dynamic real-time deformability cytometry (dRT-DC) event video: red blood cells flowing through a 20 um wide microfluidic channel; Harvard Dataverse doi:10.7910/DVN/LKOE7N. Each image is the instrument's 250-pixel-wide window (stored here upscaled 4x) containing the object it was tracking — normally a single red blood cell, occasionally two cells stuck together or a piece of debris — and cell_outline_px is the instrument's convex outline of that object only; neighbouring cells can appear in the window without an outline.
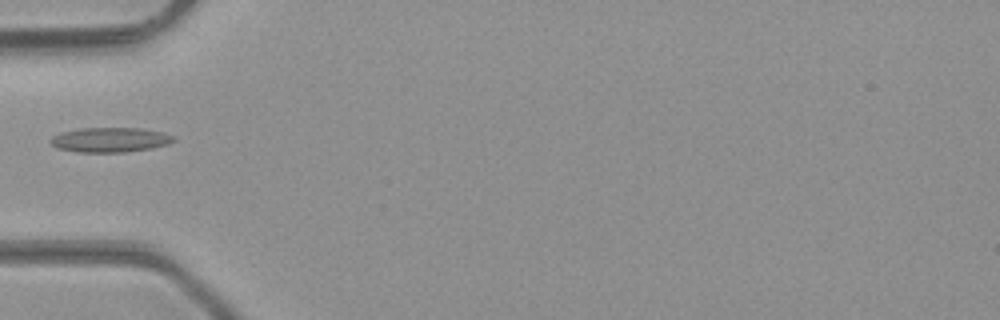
{"species": "common noctule bat (a hibernating species)", "species_latin": "Nyctalus noctula", "temperature_condition": "room temperature", "stored_images_in_passage": 32, "camera_frame_rate_fps": 3000, "um_per_image_px": 0.085, "animal": {"sex": "male", "body_mass_g": 23.1, "forearm_length_mm": 52.7}, "frame": {"image": 1, "passage_image": 1, "time_ms": 0.0, "image_size_px": [1000, 320], "cell_outline_px": [[176, 140], [168, 144], [152, 148], [124, 152], [76, 152], [56, 148], [48, 140], [52, 136], [60, 132], [80, 128], [140, 128], [160, 132], [176, 136]], "centroid_in_image_um": [9.33, 11.88], "position_along_channel_um": 75.7, "area_um2": 17.86}}
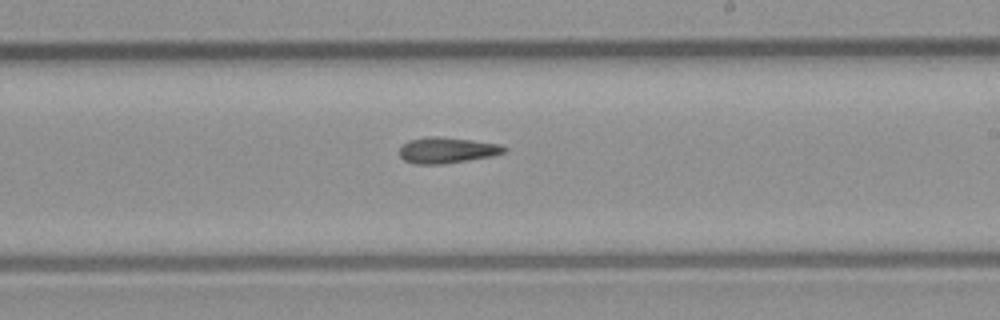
{"frame": {"image": 2, "passage_image": 13, "time_ms": 4.0, "image_size_px": [1000, 320], "cell_outline_px": [[508, 148], [504, 152], [492, 156], [444, 164], [412, 164], [404, 160], [400, 156], [400, 148], [408, 140], [428, 136], [436, 136], [472, 140], [500, 144]], "centroid_in_image_um": [37.98, 12.77], "position_along_channel_um": 251.0, "area_um2": 15.84}}
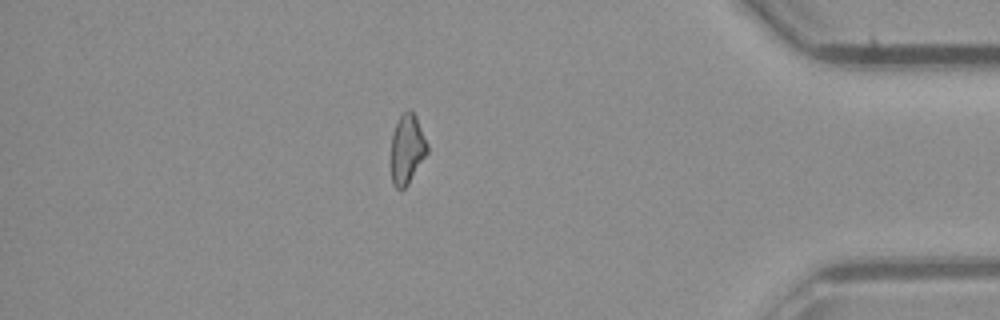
{"frame": {"image": 3, "passage_image": 26, "time_ms": 8.333, "image_size_px": [1000, 320], "cell_outline_px": [[428, 152], [408, 184], [404, 188], [396, 188], [392, 184], [392, 136], [396, 124], [400, 116], [408, 108], [412, 108], [416, 116], [428, 144]], "centroid_in_image_um": [34.62, 12.64], "position_along_channel_um": 400.6, "area_um2": 14.57}}